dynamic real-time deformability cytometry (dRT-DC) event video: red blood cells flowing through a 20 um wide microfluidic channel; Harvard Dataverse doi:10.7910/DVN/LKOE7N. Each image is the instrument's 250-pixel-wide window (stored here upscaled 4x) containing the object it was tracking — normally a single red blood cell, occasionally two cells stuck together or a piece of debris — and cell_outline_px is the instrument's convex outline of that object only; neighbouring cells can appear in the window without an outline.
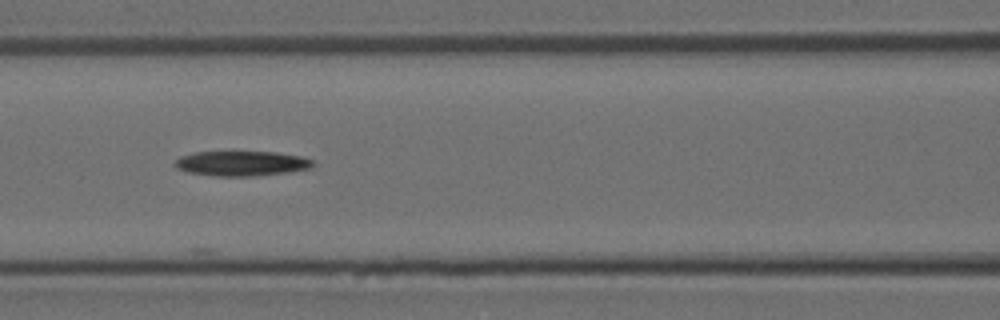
{"species": "Egyptian fruit bat (a non-hibernating species)", "species_latin": "Rousettus aegyptiacus", "temperature_condition": "room temperature", "stored_images_in_passage": 9, "segment_of_instrument_passage": [1, 2], "camera_frame_rate_fps": 3000, "um_per_image_px": 0.085, "animal": {"sex": "female"}, "frame": {"image": 1, "passage_image": 7, "time_ms": 2.0, "image_size_px": [1000, 320], "cell_outline_px": [[316, 164], [312, 168], [288, 172], [256, 176], [216, 176], [188, 172], [176, 168], [172, 164], [180, 156], [196, 152], [276, 152], [300, 156], [312, 160]], "centroid_in_image_um": [20.54, 13.89], "position_along_channel_um": 146.1, "area_um2": 20.11}}